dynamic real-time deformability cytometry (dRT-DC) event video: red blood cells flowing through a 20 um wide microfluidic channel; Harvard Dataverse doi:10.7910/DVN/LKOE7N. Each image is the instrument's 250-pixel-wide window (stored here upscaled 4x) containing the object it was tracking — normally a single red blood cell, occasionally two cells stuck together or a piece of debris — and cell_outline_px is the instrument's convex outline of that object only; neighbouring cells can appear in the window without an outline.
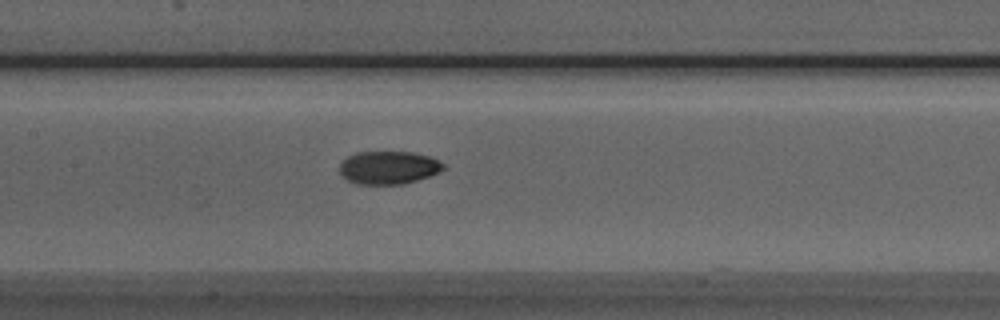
{"species": "Egyptian fruit bat (a non-hibernating species)", "species_latin": "Rousettus aegyptiacus", "temperature_condition": "room temperature", "stored_images_in_passage": 39, "camera_frame_rate_fps": 3000, "um_per_image_px": 0.085, "animal": {"sex": "male"}, "frame": {"image": 1, "passage_image": 12, "time_ms": 3.667, "image_size_px": [1000, 320], "cell_outline_px": [[448, 168], [440, 172], [404, 184], [356, 184], [340, 176], [340, 164], [348, 156], [356, 152], [412, 152], [428, 156], [444, 164]], "centroid_in_image_um": [33.02, 14.25], "position_along_channel_um": 174.4, "area_um2": 20.0}}
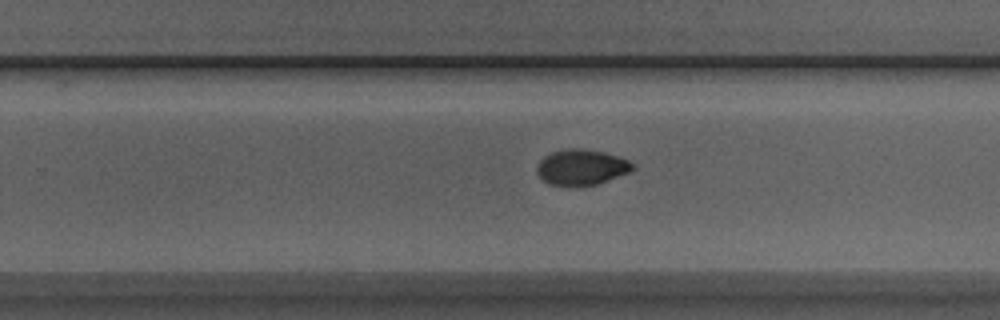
{"frame": {"image": 2, "passage_image": 20, "time_ms": 6.333, "image_size_px": [1000, 320], "cell_outline_px": [[636, 168], [628, 172], [596, 184], [576, 188], [568, 188], [548, 184], [536, 172], [536, 164], [544, 156], [552, 152], [564, 148], [580, 148], [604, 152], [628, 160], [636, 164]], "centroid_in_image_um": [49.38, 14.24], "position_along_channel_um": 280.4, "area_um2": 20.35}}
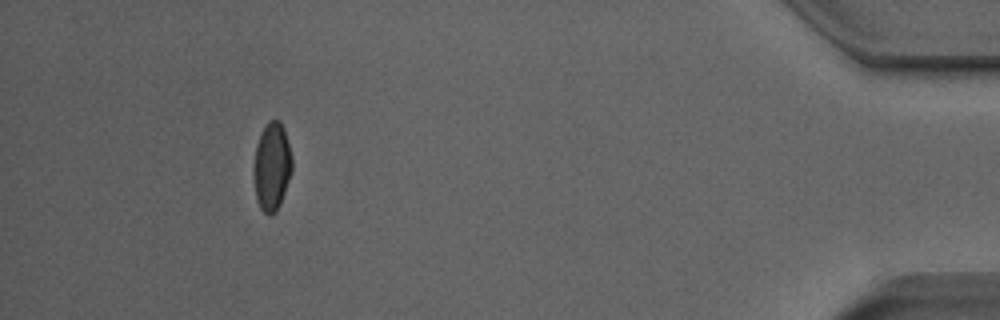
{"frame": {"image": 3, "passage_image": 35, "time_ms": 11.333, "image_size_px": [1000, 320], "cell_outline_px": [[292, 172], [280, 204], [276, 212], [272, 216], [268, 216], [260, 208], [256, 200], [252, 176], [252, 168], [256, 144], [260, 132], [268, 120], [280, 120], [284, 128], [292, 156]], "centroid_in_image_um": [23.08, 14.17], "position_along_channel_um": 412.1, "area_um2": 20.35}, "authors_computed_cell_mechanics": {"area_um2": 20.1144, "velocity_mm_per_s": 3.9873, "shape_relaxation_time_tau1_ms": 10.4422, "shape_relaxation_time_tau2_ms": 1.9309, "deformation_change_tau1": 0.2292, "deformation_change_tau2": 0.0417}}